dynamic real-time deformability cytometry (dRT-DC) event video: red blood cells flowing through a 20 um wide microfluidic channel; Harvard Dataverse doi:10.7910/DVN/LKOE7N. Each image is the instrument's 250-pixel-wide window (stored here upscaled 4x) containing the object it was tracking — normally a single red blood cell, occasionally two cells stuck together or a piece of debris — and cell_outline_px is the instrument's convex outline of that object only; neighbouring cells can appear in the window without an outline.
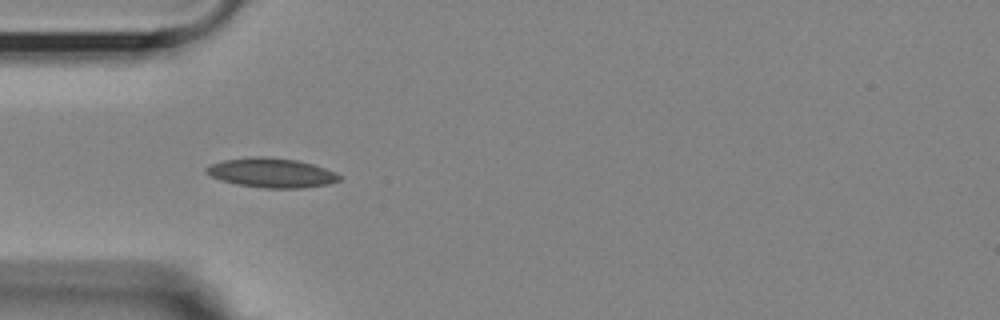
{"species": "Egyptian fruit bat (a non-hibernating species)", "species_latin": "Rousettus aegyptiacus", "temperature_condition": "room temperature", "stored_images_in_passage": 38, "camera_frame_rate_fps": 3000, "um_per_image_px": 0.085, "animal": {"sex": "female"}, "frame": {"image": 1, "passage_image": 1, "time_ms": 0.0, "image_size_px": [1000, 320], "cell_outline_px": [[340, 180], [328, 184], [304, 188], [264, 188], [236, 184], [220, 180], [204, 172], [204, 168], [212, 164], [224, 160], [252, 156], [264, 156], [296, 160], [312, 164], [336, 172], [340, 176]], "centroid_in_image_um": [23.06, 14.69], "position_along_channel_um": 61.9, "area_um2": 22.83}}
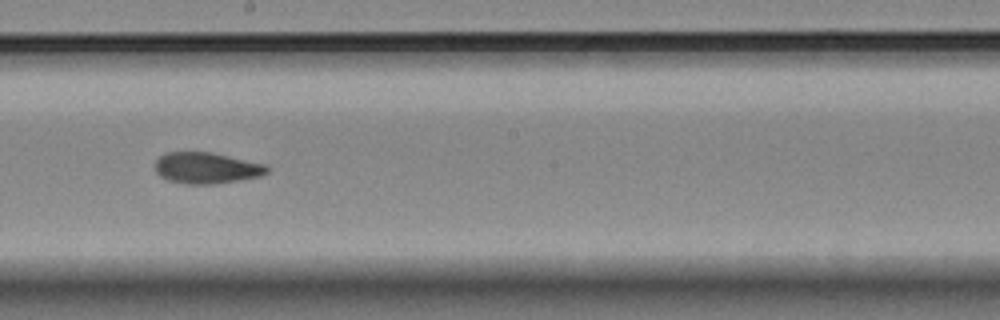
{"frame": {"image": 2, "passage_image": 15, "time_ms": 4.667, "image_size_px": [1000, 320], "cell_outline_px": [[268, 172], [260, 176], [212, 184], [188, 184], [168, 180], [160, 176], [156, 172], [156, 160], [160, 156], [168, 152], [208, 152], [264, 164], [268, 168]], "centroid_in_image_um": [17.51, 14.28], "position_along_channel_um": 230.7, "area_um2": 19.88}}
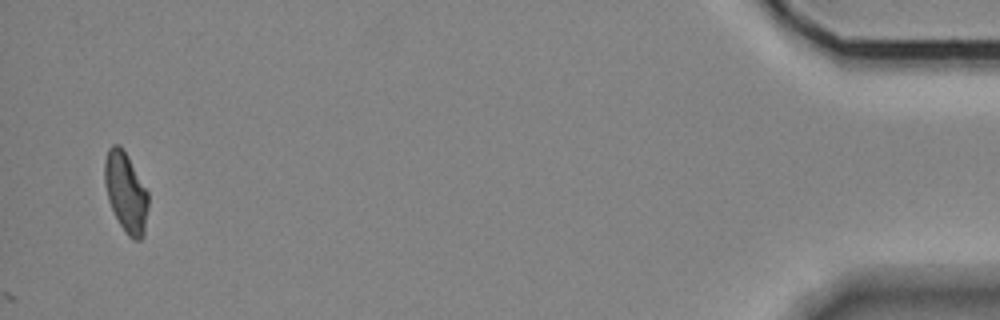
{"frame": {"image": 3, "passage_image": 38, "time_ms": 12.333, "image_size_px": [1000, 320], "cell_outline_px": [[148, 208], [144, 236], [140, 240], [132, 240], [128, 236], [120, 224], [108, 200], [104, 180], [104, 160], [108, 148], [112, 144], [120, 144], [128, 156], [148, 192]], "centroid_in_image_um": [10.7, 16.33], "position_along_channel_um": 424.5, "area_um2": 20.4}, "authors_computed_cell_mechanics": {"area_um2": 20.0855, "velocity_mm_per_s": 3.6237, "shape_relaxation_time_tau1_ms": null, "shape_relaxation_time_tau2_ms": 3.098, "deformation_change_tau1": null, "deformation_change_tau2": 0.086}}